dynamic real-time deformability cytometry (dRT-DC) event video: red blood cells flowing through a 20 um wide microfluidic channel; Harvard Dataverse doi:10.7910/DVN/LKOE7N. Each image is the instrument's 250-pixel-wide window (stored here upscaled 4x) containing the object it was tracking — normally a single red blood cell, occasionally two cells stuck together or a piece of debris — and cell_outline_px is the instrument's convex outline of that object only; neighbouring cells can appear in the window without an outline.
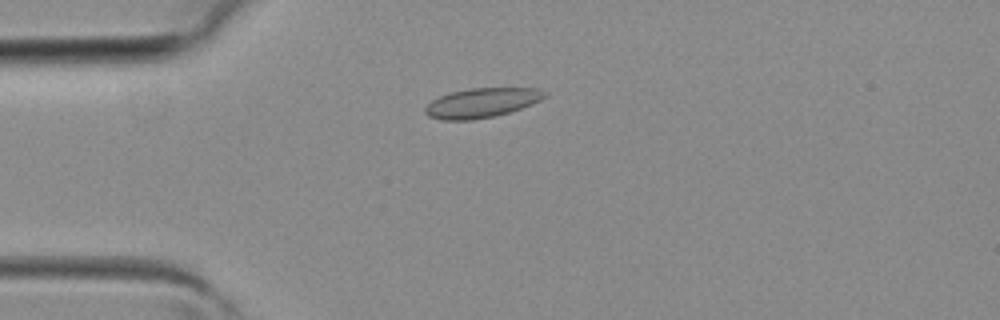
{"species": "common noctule bat (a hibernating species)", "species_latin": "Nyctalus noctula", "temperature_condition": "room temperature", "stored_images_in_passage": 40, "camera_frame_rate_fps": 3000, "um_per_image_px": 0.085, "animal": {"sex": "female", "body_mass_g": 19.3, "forearm_length_mm": 54.1}, "frame": {"image": 1, "passage_image": 10, "time_ms": 3.0, "image_size_px": [1000, 320], "cell_outline_px": [[548, 96], [532, 104], [496, 116], [472, 120], [440, 120], [428, 116], [424, 112], [424, 108], [432, 100], [448, 92], [468, 88], [536, 88], [544, 92]], "centroid_in_image_um": [40.9, 8.74], "position_along_channel_um": 44.1, "area_um2": 20.63}}
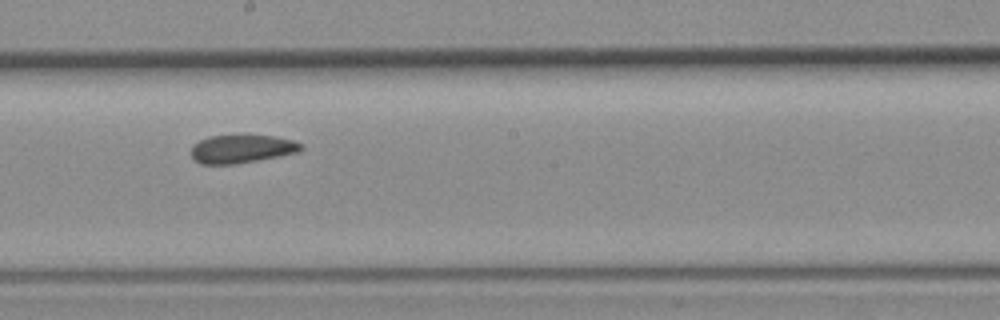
{"frame": {"image": 2, "passage_image": 22, "time_ms": 7.0, "image_size_px": [1000, 320], "cell_outline_px": [[304, 148], [300, 152], [256, 160], [232, 164], [200, 164], [192, 156], [192, 144], [208, 136], [276, 136], [292, 140], [304, 144]], "centroid_in_image_um": [20.57, 12.65], "position_along_channel_um": 227.6, "area_um2": 17.92}}
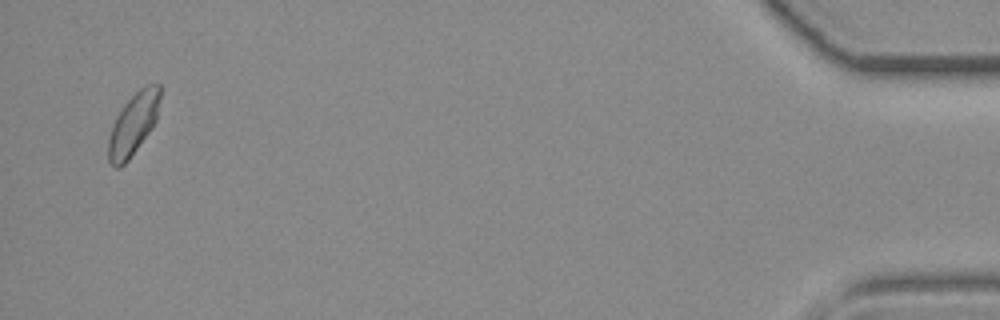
{"frame": {"image": 3, "passage_image": 39, "time_ms": 12.667, "image_size_px": [1000, 320], "cell_outline_px": [[160, 96], [156, 120], [152, 128], [128, 160], [120, 168], [116, 168], [108, 160], [108, 140], [116, 116], [124, 104], [140, 88], [148, 84], [160, 84]], "centroid_in_image_um": [11.33, 10.55], "position_along_channel_um": 423.9, "area_um2": 18.38}}